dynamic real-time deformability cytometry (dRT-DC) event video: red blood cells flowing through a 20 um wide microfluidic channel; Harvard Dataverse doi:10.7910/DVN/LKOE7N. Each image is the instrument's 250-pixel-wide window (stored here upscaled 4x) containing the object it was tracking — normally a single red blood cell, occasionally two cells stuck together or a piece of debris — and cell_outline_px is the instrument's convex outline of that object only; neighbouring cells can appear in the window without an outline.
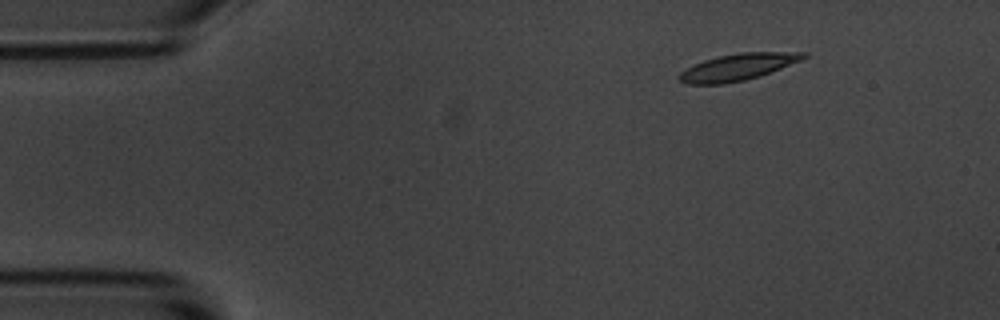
{"species": "common noctule bat (a hibernating species)", "species_latin": "Nyctalus noctula", "temperature_condition": "room temperature", "stored_images_in_passage": 49, "camera_frame_rate_fps": 3000, "um_per_image_px": 0.085, "animal": {"sex": "male", "body_mass_g": 20.1, "forearm_length_mm": 53.5}, "frame": {"image": 1, "passage_image": 1, "time_ms": 0.0, "image_size_px": [1000, 320], "cell_outline_px": [[808, 56], [800, 60], [760, 76], [744, 80], [724, 84], [688, 84], [680, 80], [676, 76], [680, 72], [704, 60], [720, 56], [740, 52], [808, 52]], "centroid_in_image_um": [62.71, 5.7], "position_along_channel_um": 22.3, "area_um2": 19.07}}
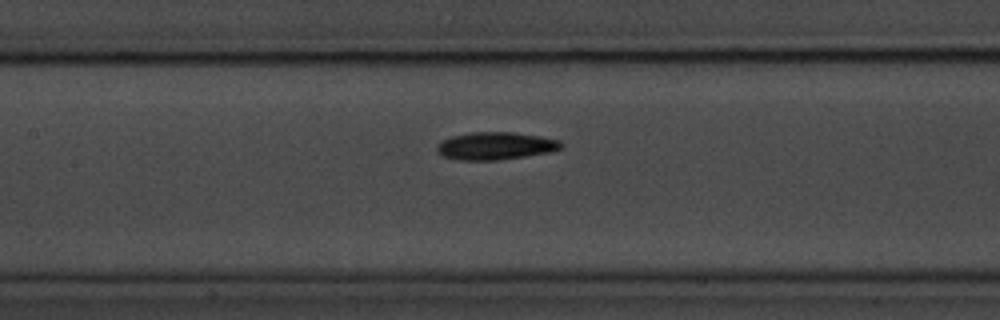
{"frame": {"image": 2, "passage_image": 19, "time_ms": 6.0, "image_size_px": [1000, 320], "cell_outline_px": [[564, 144], [560, 148], [548, 152], [524, 156], [496, 160], [460, 160], [444, 156], [436, 152], [436, 148], [440, 140], [452, 136], [472, 132], [512, 132], [540, 136], [560, 140]], "centroid_in_image_um": [42.08, 12.39], "position_along_channel_um": 165.3, "area_um2": 19.88}}
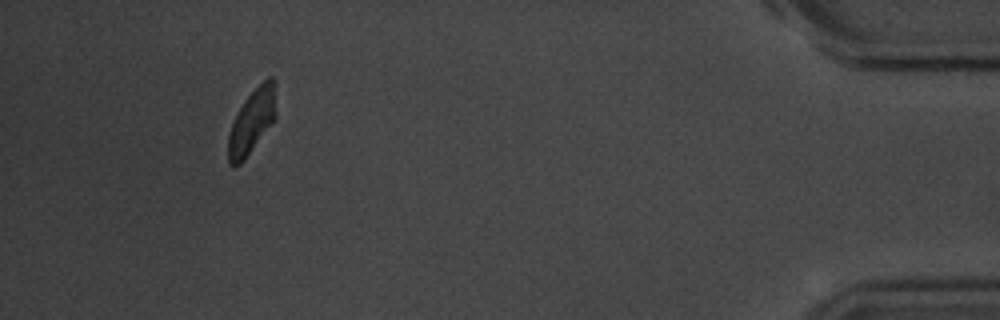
{"frame": {"image": 3, "passage_image": 45, "time_ms": 14.667, "image_size_px": [1000, 320], "cell_outline_px": [[276, 116], [244, 160], [240, 164], [232, 168], [228, 164], [228, 136], [232, 124], [244, 100], [268, 76], [272, 76], [276, 112]], "centroid_in_image_um": [21.37, 10.37], "position_along_channel_um": 413.8, "area_um2": 17.34}, "authors_computed_cell_mechanics": {"area_um2": 19.074, "velocity_mm_per_s": 3.6229, "shape_relaxation_time_tau1_ms": 2.642, "shape_relaxation_time_tau2_ms": 8.2336, "deformation_change_tau1": 0.112, "deformation_change_tau2": 0.1236}}